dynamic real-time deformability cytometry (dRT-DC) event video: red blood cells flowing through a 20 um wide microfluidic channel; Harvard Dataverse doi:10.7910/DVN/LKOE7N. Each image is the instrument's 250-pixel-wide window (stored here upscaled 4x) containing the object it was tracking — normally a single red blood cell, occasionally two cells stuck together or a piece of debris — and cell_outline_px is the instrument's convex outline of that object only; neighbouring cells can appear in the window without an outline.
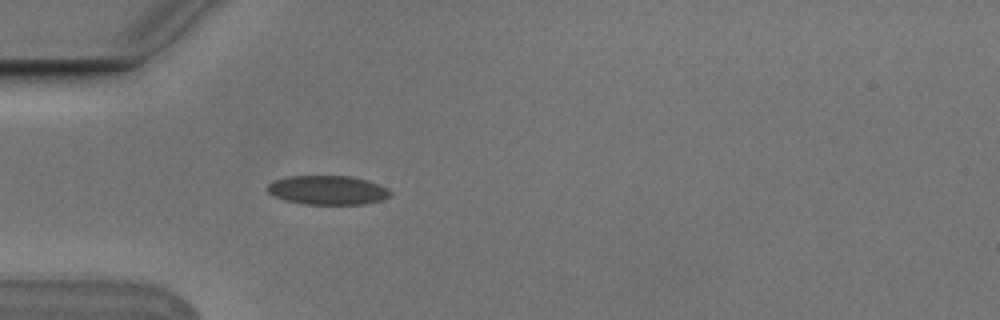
{"species": "Egyptian fruit bat (a non-hibernating species)", "species_latin": "Rousettus aegyptiacus", "temperature_condition": "cold", "stored_images_in_passage": 3, "camera_frame_rate_fps": 3000, "um_per_image_px": 0.085, "animal": {"sex": "male"}, "frame": {"image": 1, "passage_image": 3, "time_ms": 0.667, "image_size_px": [1000, 320], "cell_outline_px": [[392, 196], [380, 200], [364, 204], [304, 204], [284, 200], [272, 196], [264, 188], [272, 180], [288, 176], [352, 176], [368, 180], [380, 184], [388, 188], [392, 192]], "centroid_in_image_um": [27.83, 16.15], "position_along_channel_um": 57.2, "area_um2": 21.21}}